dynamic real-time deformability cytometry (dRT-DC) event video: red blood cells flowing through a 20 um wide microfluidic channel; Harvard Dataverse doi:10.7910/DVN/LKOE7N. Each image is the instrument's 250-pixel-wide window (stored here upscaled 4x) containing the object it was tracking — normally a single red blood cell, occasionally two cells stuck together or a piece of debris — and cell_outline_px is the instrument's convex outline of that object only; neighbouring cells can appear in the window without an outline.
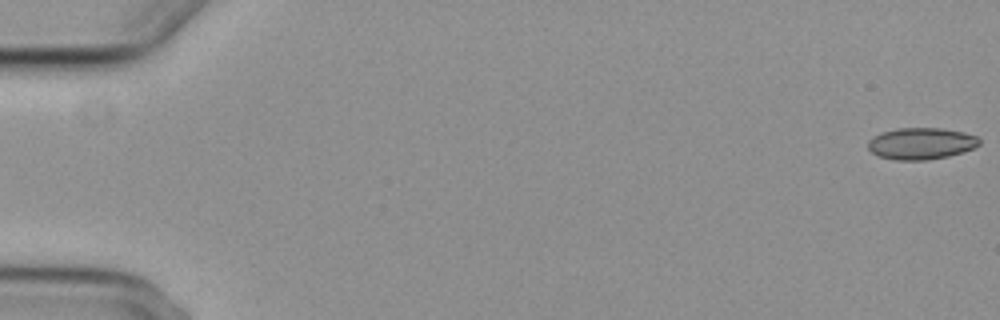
{"species": "common noctule bat (a hibernating species)", "species_latin": "Nyctalus noctula", "temperature_condition": "cold", "stored_images_in_passage": 56, "camera_frame_rate_fps": 3000, "um_per_image_px": 0.085, "animal": {"sex": "female", "body_mass_g": 29.2, "forearm_length_mm": 56.3}, "frame": {"image": 1, "passage_image": 1, "time_ms": 0.0, "image_size_px": [1000, 320], "cell_outline_px": [[980, 144], [972, 148], [948, 156], [928, 160], [896, 160], [876, 156], [868, 148], [868, 140], [872, 136], [880, 132], [896, 128], [940, 128], [964, 132], [976, 136], [980, 140]], "centroid_in_image_um": [78.24, 12.19], "position_along_channel_um": 6.8, "area_um2": 20.63}}
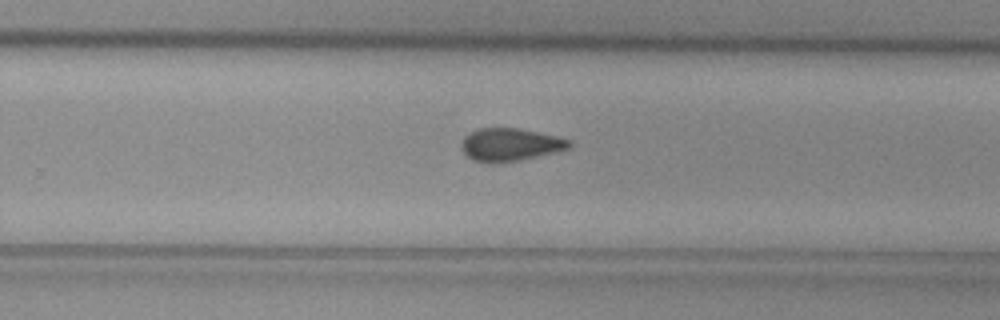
{"frame": {"image": 2, "passage_image": 37, "time_ms": 12.0, "image_size_px": [1000, 320], "cell_outline_px": [[572, 144], [568, 148], [556, 152], [520, 160], [496, 164], [488, 164], [472, 160], [460, 148], [460, 144], [464, 136], [480, 128], [516, 128], [556, 136], [572, 140]], "centroid_in_image_um": [43.34, 12.32], "position_along_channel_um": 286.5, "area_um2": 20.75}}
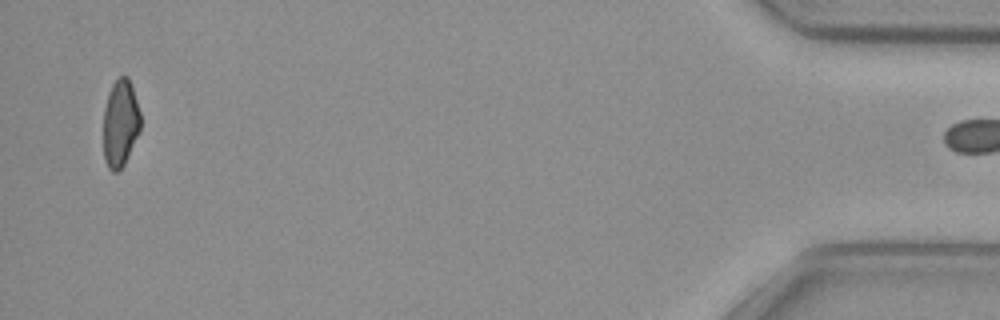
{"frame": {"image": 3, "passage_image": 55, "time_ms": 18.0, "image_size_px": [1000, 320], "cell_outline_px": [[140, 128], [124, 164], [116, 172], [112, 172], [108, 168], [104, 160], [104, 108], [112, 84], [120, 76], [128, 76], [132, 84], [140, 112]], "centroid_in_image_um": [10.22, 10.45], "position_along_channel_um": 425.0, "area_um2": 18.67}}